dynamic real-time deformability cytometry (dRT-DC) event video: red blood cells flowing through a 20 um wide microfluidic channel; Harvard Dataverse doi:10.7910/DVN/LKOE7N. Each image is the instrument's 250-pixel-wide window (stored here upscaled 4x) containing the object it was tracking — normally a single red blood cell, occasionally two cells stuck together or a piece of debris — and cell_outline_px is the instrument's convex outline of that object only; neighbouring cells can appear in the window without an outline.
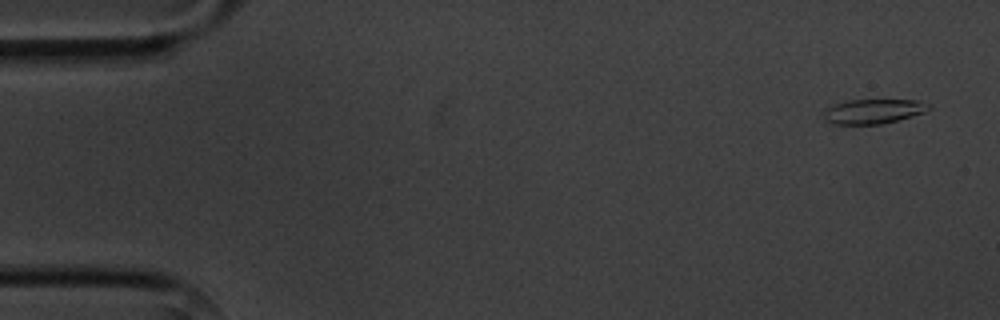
{"species": "common noctule bat (a hibernating species)", "species_latin": "Nyctalus noctula", "temperature_condition": "cold", "stored_images_in_passage": 4, "camera_frame_rate_fps": 3000, "um_per_image_px": 0.085, "animal": {"sex": "male", "body_mass_g": 20.1, "forearm_length_mm": 53.5}, "frame": {"image": 1, "passage_image": 1, "time_ms": 0.0, "image_size_px": [1000, 320], "cell_outline_px": [[932, 108], [924, 112], [896, 120], [880, 124], [832, 124], [824, 120], [824, 108], [844, 100], [916, 100], [928, 104]], "centroid_in_image_um": [74.16, 9.46], "position_along_channel_um": 10.8, "area_um2": 15.03}}